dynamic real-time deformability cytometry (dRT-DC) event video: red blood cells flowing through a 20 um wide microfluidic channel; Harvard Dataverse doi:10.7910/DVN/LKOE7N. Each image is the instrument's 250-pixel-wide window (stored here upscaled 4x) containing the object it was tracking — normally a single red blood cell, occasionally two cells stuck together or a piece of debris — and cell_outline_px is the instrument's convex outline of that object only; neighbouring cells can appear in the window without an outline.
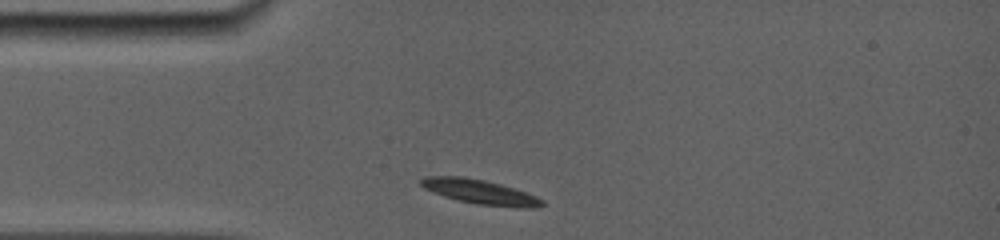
{"species": "common noctule bat (a hibernating species)", "species_latin": "Nyctalus noctula", "temperature_condition": "room temperature", "stored_images_in_passage": 32, "camera_frame_rate_fps": 5000, "um_per_image_px": 0.085, "animal": {"sex": "female", "body_mass_g": 19.0, "forearm_length_mm": 56.7}, "frame": {"image": 1, "passage_image": 1, "time_ms": 0.0, "image_size_px": [1000, 240], "cell_outline_px": [[544, 204], [536, 208], [520, 208], [476, 204], [456, 200], [432, 192], [424, 188], [420, 184], [420, 180], [424, 176], [464, 176], [484, 180], [500, 184], [528, 192], [544, 200]], "centroid_in_image_um": [40.82, 16.31], "position_along_channel_um": 44.2, "area_um2": 17.51}}
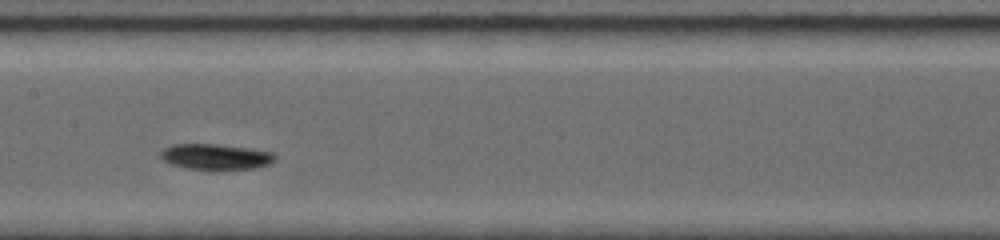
{"frame": {"image": 2, "passage_image": 14, "time_ms": 4.2, "image_size_px": [1000, 240], "cell_outline_px": [[276, 160], [268, 164], [256, 168], [188, 168], [168, 164], [160, 156], [160, 152], [164, 148], [172, 144], [216, 144], [252, 148], [272, 152], [276, 156]], "centroid_in_image_um": [18.33, 13.29], "position_along_channel_um": 189.1, "area_um2": 16.88}}
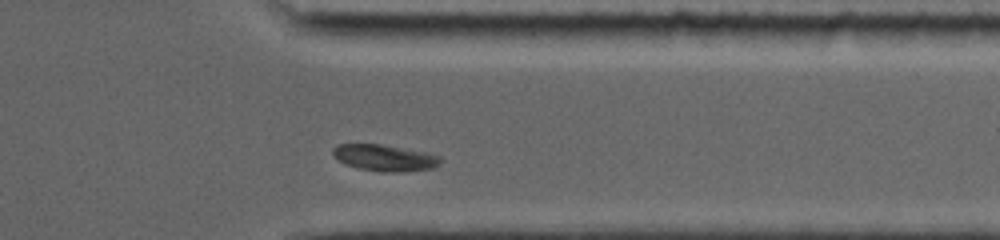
{"frame": {"image": 3, "passage_image": 28, "time_ms": 9.2, "image_size_px": [1000, 240], "cell_outline_px": [[440, 164], [432, 168], [396, 172], [380, 172], [360, 168], [344, 164], [332, 156], [332, 148], [336, 144], [380, 144], [428, 152], [440, 156]], "centroid_in_image_um": [32.66, 13.4], "position_along_channel_um": 378.7, "area_um2": 16.65}, "authors_computed_cell_mechanics": {"area_um2": 16.8776, "velocity_mm_per_s": 3.7697, "shape_relaxation_time_tau1_ms": 1.294, "shape_relaxation_time_tau2_ms": null, "deformation_change_tau1": 0.0664, "deformation_change_tau2": null}}